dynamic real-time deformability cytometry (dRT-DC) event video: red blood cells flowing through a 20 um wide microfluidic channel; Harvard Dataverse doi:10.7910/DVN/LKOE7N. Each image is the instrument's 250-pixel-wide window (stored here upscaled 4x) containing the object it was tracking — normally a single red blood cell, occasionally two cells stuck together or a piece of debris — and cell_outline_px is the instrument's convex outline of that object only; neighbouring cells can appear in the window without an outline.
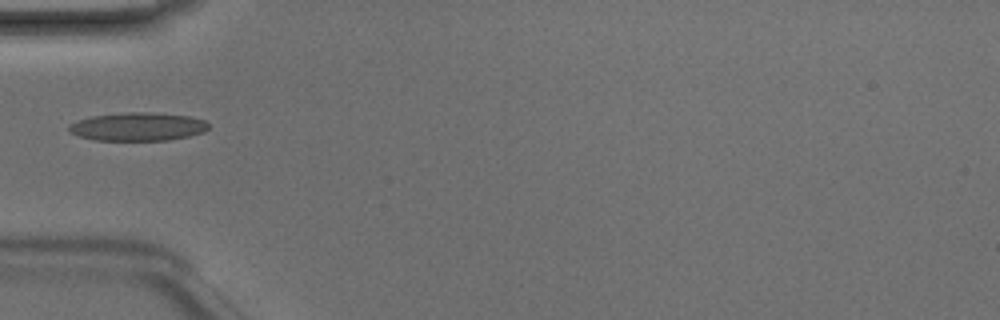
{"species": "Egyptian fruit bat (a non-hibernating species)", "species_latin": "Rousettus aegyptiacus", "temperature_condition": "room temperature", "stored_images_in_passage": 27, "camera_frame_rate_fps": 3000, "um_per_image_px": 0.085, "animal": {"sex": "male"}, "frame": {"image": 1, "passage_image": 1, "time_ms": 0.0, "image_size_px": [1000, 320], "cell_outline_px": [[208, 128], [204, 132], [188, 136], [168, 140], [92, 140], [68, 132], [68, 124], [76, 120], [92, 116], [128, 112], [144, 112], [188, 116], [204, 120], [208, 124]], "centroid_in_image_um": [11.66, 10.77], "position_along_channel_um": 73.3, "area_um2": 22.95}}
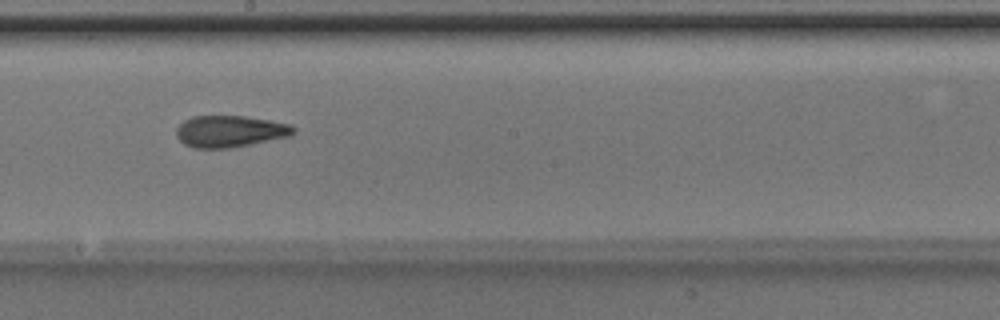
{"frame": {"image": 2, "passage_image": 12, "time_ms": 3.667, "image_size_px": [1000, 320], "cell_outline_px": [[296, 132], [292, 136], [228, 148], [192, 148], [184, 144], [176, 136], [176, 128], [184, 120], [192, 116], [244, 116], [292, 124], [296, 128]], "centroid_in_image_um": [19.56, 11.16], "position_along_channel_um": 228.6, "area_um2": 21.73}}
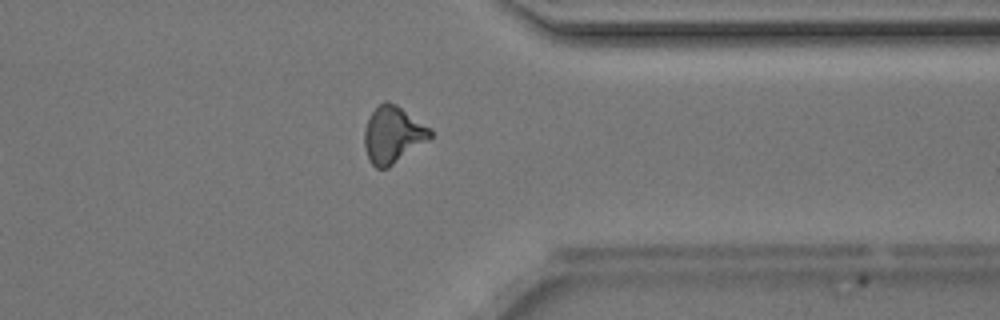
{"frame": {"image": 3, "passage_image": 23, "time_ms": 7.333, "image_size_px": [1000, 320], "cell_outline_px": [[432, 136], [428, 140], [388, 168], [376, 168], [372, 164], [368, 156], [364, 144], [364, 128], [372, 112], [384, 100], [388, 100], [396, 104], [432, 128]], "centroid_in_image_um": [33.41, 11.43], "position_along_channel_um": 378.0, "area_um2": 21.73}}